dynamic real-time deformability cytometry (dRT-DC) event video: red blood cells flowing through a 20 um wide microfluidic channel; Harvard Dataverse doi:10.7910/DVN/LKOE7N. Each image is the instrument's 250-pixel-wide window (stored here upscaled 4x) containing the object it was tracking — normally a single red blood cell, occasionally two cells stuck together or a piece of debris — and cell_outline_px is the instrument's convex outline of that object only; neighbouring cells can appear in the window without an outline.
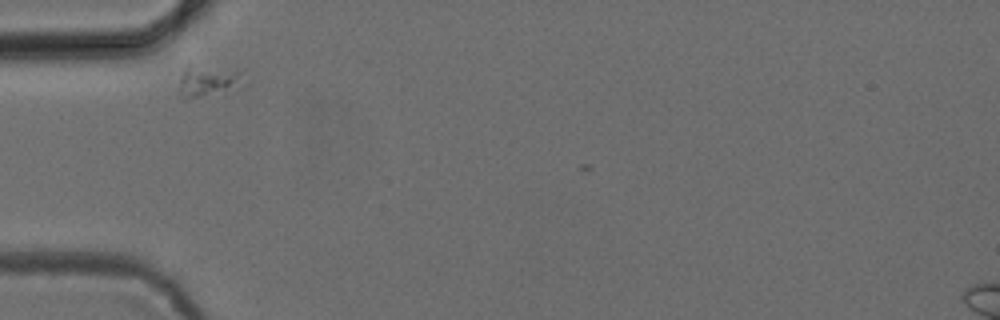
{"species": "common noctule bat (a hibernating species)", "species_latin": "Nyctalus noctula", "temperature_condition": "cold", "stored_images_in_passage": 5, "camera_frame_rate_fps": 3000, "um_per_image_px": 0.085, "animal": {"sex": "female", "body_mass_g": 24.6, "forearm_length_mm": 56.2}, "frame": {"image": 1, "passage_image": 2, "time_ms": 0.333, "image_size_px": [1000, 320], "cell_outline_px": [[240, 88], [200, 96], [180, 96], [180, 80], [188, 64], [240, 72]], "centroid_in_image_um": [17.65, 6.88], "position_along_channel_um": 67.4, "area_um2": 10.75}}